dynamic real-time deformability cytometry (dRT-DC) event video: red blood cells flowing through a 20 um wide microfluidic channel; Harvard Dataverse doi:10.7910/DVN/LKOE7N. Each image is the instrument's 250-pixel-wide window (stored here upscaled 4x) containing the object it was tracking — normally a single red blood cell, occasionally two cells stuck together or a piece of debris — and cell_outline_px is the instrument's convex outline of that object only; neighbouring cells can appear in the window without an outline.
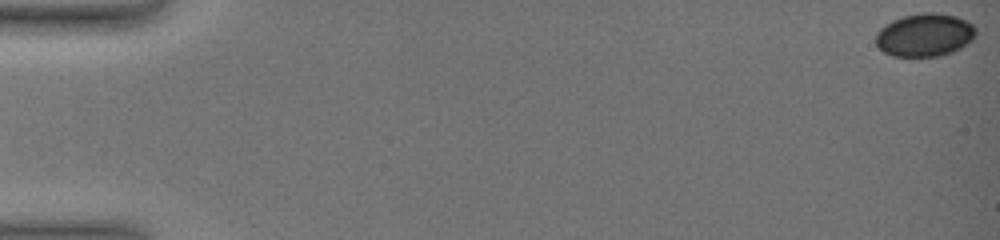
{"species": "common noctule bat (a hibernating species)", "species_latin": "Nyctalus noctula", "temperature_condition": "warm", "stored_images_in_passage": 15, "camera_frame_rate_fps": 3000, "um_per_image_px": 0.085, "animal": {"sex": "female", "body_mass_g": 19.0, "forearm_length_mm": 51.5}, "frame": {"image": 1, "passage_image": 1, "time_ms": 0.0, "image_size_px": [1000, 240], "cell_outline_px": [[976, 36], [968, 44], [952, 52], [940, 56], [892, 56], [884, 52], [876, 44], [876, 32], [880, 28], [892, 20], [904, 16], [924, 12], [936, 12], [956, 16], [972, 24], [976, 28]], "centroid_in_image_um": [78.61, 2.97], "position_along_channel_um": 6.4, "area_um2": 25.2}}
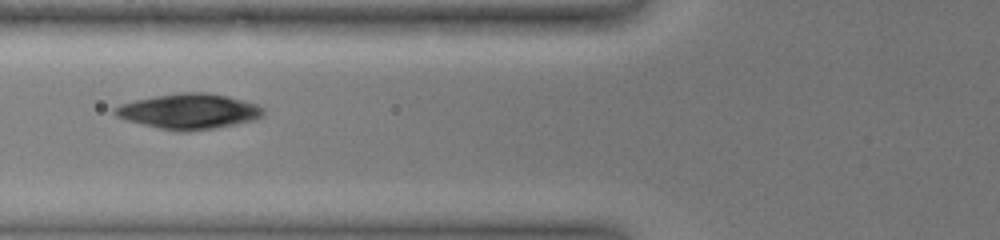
{"frame": {"image": 2, "passage_image": 12, "time_ms": 7.667, "image_size_px": [1000, 240], "cell_outline_px": [[264, 116], [256, 120], [216, 128], [188, 132], [180, 132], [160, 128], [128, 120], [116, 116], [112, 112], [112, 108], [120, 104], [136, 100], [156, 96], [180, 92], [204, 92], [228, 96], [260, 104], [264, 108]], "centroid_in_image_um": [16.12, 9.46], "position_along_channel_um": 109.7, "area_um2": 30.75}}
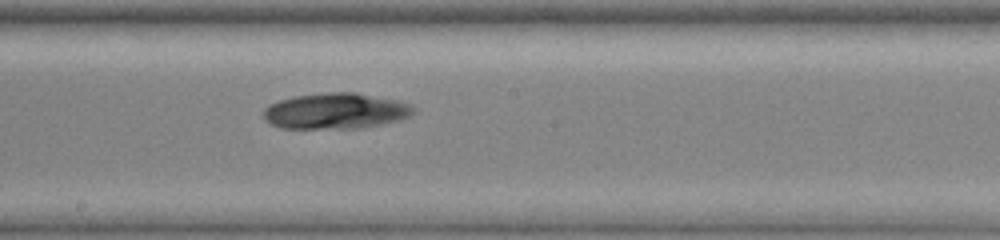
{"frame": {"image": 3, "passage_image": 15, "time_ms": 10.667, "image_size_px": [1000, 240], "cell_outline_px": [[416, 112], [412, 116], [400, 120], [360, 128], [280, 128], [264, 120], [264, 108], [268, 104], [280, 100], [296, 96], [328, 92], [356, 92], [396, 100], [412, 104], [416, 108]], "centroid_in_image_um": [28.57, 9.43], "position_along_channel_um": 219.6, "area_um2": 31.5}}